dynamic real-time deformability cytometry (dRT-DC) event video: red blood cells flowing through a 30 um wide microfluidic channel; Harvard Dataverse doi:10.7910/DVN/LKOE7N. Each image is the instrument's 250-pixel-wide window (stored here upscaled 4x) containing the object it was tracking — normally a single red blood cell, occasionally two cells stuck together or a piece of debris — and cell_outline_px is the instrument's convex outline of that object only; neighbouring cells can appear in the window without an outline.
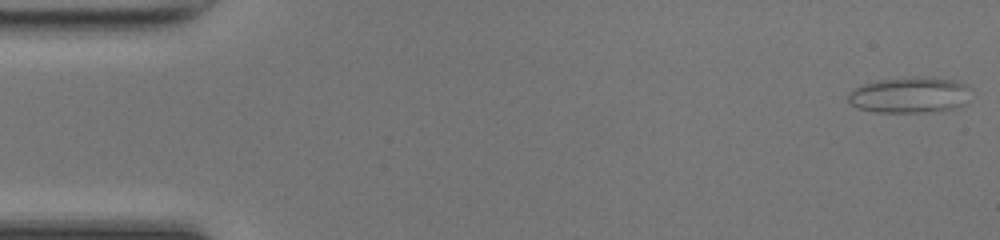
{"species": "common noctule bat (a hibernating species)", "species_latin": "Nyctalus noctula", "temperature_condition": "room temperature", "stored_images_in_passage": 45, "camera_frame_rate_fps": 3000, "um_per_image_px": 0.085, "animal": {"sex": "female", "body_mass_g": 17.0, "forearm_length_mm": 48.0}, "frame": {"image": 1, "passage_image": 1, "time_ms": 0.0, "image_size_px": [1000, 240], "cell_outline_px": [[972, 88], [968, 104], [944, 112], [876, 112], [856, 108], [848, 100], [848, 92], [864, 84], [880, 80], [912, 76], [928, 76], [956, 80], [968, 84]], "centroid_in_image_um": [77.45, 8.07], "position_along_channel_um": 7.6, "area_um2": 26.59}}
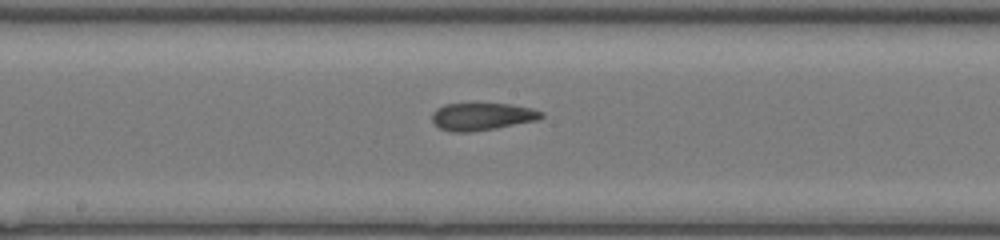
{"frame": {"image": 2, "passage_image": 25, "time_ms": 8.0, "image_size_px": [1000, 240], "cell_outline_px": [[544, 116], [540, 120], [496, 128], [472, 132], [452, 132], [440, 128], [432, 120], [432, 112], [436, 108], [444, 104], [512, 104], [532, 108], [544, 112]], "centroid_in_image_um": [41.01, 9.91], "position_along_channel_um": 207.2, "area_um2": 17.63}}
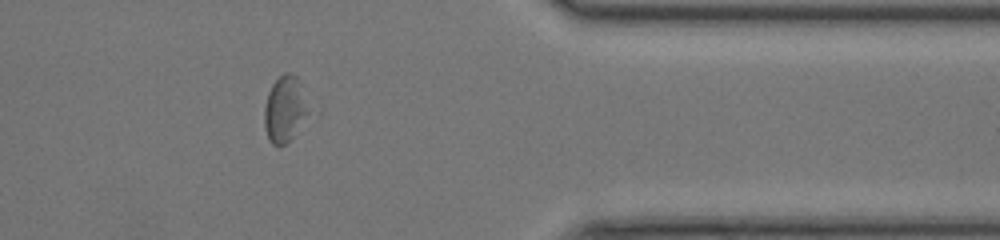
{"frame": {"image": 3, "passage_image": 39, "time_ms": 12.667, "image_size_px": [1000, 240], "cell_outline_px": [[308, 112], [292, 136], [284, 144], [272, 144], [268, 140], [264, 124], [264, 108], [268, 92], [272, 84], [284, 72], [292, 72], [296, 76]], "centroid_in_image_um": [24.13, 9.26], "position_along_channel_um": 387.3, "area_um2": 16.18}}